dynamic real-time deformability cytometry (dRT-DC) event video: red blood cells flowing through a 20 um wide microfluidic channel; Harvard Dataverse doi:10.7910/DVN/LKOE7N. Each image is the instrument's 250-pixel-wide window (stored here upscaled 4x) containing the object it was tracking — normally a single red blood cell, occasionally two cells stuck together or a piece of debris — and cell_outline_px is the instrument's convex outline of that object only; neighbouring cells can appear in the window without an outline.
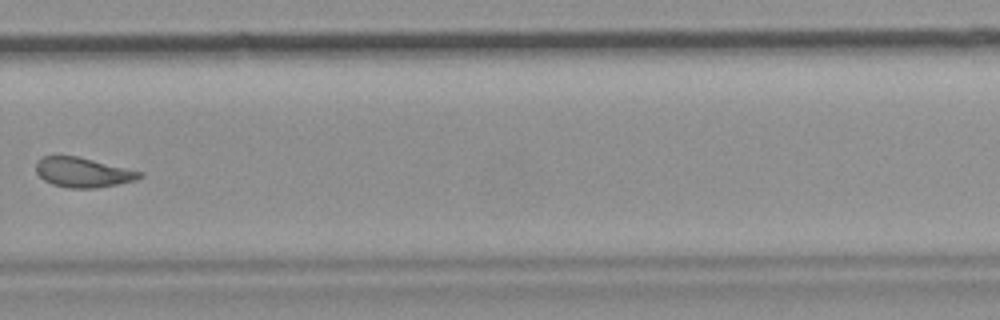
{"species": "common noctule bat (a hibernating species)", "species_latin": "Nyctalus noctula", "temperature_condition": "room temperature", "stored_images_in_passage": 11, "camera_frame_rate_fps": 3000, "um_per_image_px": 0.085, "animal": {"sex": "female", "body_mass_g": 19.9}, "frame": {"image": 1, "passage_image": 7, "time_ms": 7.0, "image_size_px": [1000, 320], "cell_outline_px": [[144, 176], [136, 180], [96, 188], [68, 188], [52, 184], [44, 180], [36, 172], [36, 160], [44, 156], [76, 156], [144, 172]], "centroid_in_image_um": [7.05, 14.65], "position_along_channel_um": 322.8, "area_um2": 17.92}, "authors_computed_cell_mechanics": {"area_um2": 18.7272, "velocity_mm_per_s": 3.6635, "shape_relaxation_time_tau1_ms": null, "shape_relaxation_time_tau2_ms": 3.3852, "deformation_change_tau1": null, "deformation_change_tau2": 0.0995}}